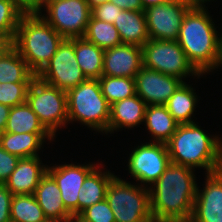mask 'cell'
<instances>
[{"label":"cell","instance_id":"1","mask_svg":"<svg viewBox=\"0 0 222 222\" xmlns=\"http://www.w3.org/2000/svg\"><path fill=\"white\" fill-rule=\"evenodd\" d=\"M193 172L190 167L170 163L149 187L154 222H189L198 186Z\"/></svg>","mask_w":222,"mask_h":222},{"label":"cell","instance_id":"2","mask_svg":"<svg viewBox=\"0 0 222 222\" xmlns=\"http://www.w3.org/2000/svg\"><path fill=\"white\" fill-rule=\"evenodd\" d=\"M209 15L205 7H191L177 39L188 61L202 75L218 68L219 34Z\"/></svg>","mask_w":222,"mask_h":222},{"label":"cell","instance_id":"3","mask_svg":"<svg viewBox=\"0 0 222 222\" xmlns=\"http://www.w3.org/2000/svg\"><path fill=\"white\" fill-rule=\"evenodd\" d=\"M195 122L179 124L166 142L170 162L210 174L222 169V138L210 136Z\"/></svg>","mask_w":222,"mask_h":222},{"label":"cell","instance_id":"4","mask_svg":"<svg viewBox=\"0 0 222 222\" xmlns=\"http://www.w3.org/2000/svg\"><path fill=\"white\" fill-rule=\"evenodd\" d=\"M64 38L40 14L22 15L12 46L37 76Z\"/></svg>","mask_w":222,"mask_h":222},{"label":"cell","instance_id":"5","mask_svg":"<svg viewBox=\"0 0 222 222\" xmlns=\"http://www.w3.org/2000/svg\"><path fill=\"white\" fill-rule=\"evenodd\" d=\"M68 124L78 121L98 132L108 133L110 104L101 92L98 79H87L67 91Z\"/></svg>","mask_w":222,"mask_h":222},{"label":"cell","instance_id":"6","mask_svg":"<svg viewBox=\"0 0 222 222\" xmlns=\"http://www.w3.org/2000/svg\"><path fill=\"white\" fill-rule=\"evenodd\" d=\"M106 200L115 222H154L149 187L135 186L116 176L108 185Z\"/></svg>","mask_w":222,"mask_h":222},{"label":"cell","instance_id":"7","mask_svg":"<svg viewBox=\"0 0 222 222\" xmlns=\"http://www.w3.org/2000/svg\"><path fill=\"white\" fill-rule=\"evenodd\" d=\"M26 102L54 137L58 128L68 123L67 92L43 82L37 76L29 85Z\"/></svg>","mask_w":222,"mask_h":222},{"label":"cell","instance_id":"8","mask_svg":"<svg viewBox=\"0 0 222 222\" xmlns=\"http://www.w3.org/2000/svg\"><path fill=\"white\" fill-rule=\"evenodd\" d=\"M143 66L183 80L202 76L188 61L177 41L149 39L142 46Z\"/></svg>","mask_w":222,"mask_h":222},{"label":"cell","instance_id":"9","mask_svg":"<svg viewBox=\"0 0 222 222\" xmlns=\"http://www.w3.org/2000/svg\"><path fill=\"white\" fill-rule=\"evenodd\" d=\"M47 16L41 17L63 38L83 37L91 17V8L86 0H57L44 7Z\"/></svg>","mask_w":222,"mask_h":222},{"label":"cell","instance_id":"10","mask_svg":"<svg viewBox=\"0 0 222 222\" xmlns=\"http://www.w3.org/2000/svg\"><path fill=\"white\" fill-rule=\"evenodd\" d=\"M37 77L66 92L87 80L77 63L74 38L62 40L55 55Z\"/></svg>","mask_w":222,"mask_h":222},{"label":"cell","instance_id":"11","mask_svg":"<svg viewBox=\"0 0 222 222\" xmlns=\"http://www.w3.org/2000/svg\"><path fill=\"white\" fill-rule=\"evenodd\" d=\"M170 163L166 143L150 141L134 148L129 156L128 170L135 181L143 183V187L145 184L151 187Z\"/></svg>","mask_w":222,"mask_h":222},{"label":"cell","instance_id":"12","mask_svg":"<svg viewBox=\"0 0 222 222\" xmlns=\"http://www.w3.org/2000/svg\"><path fill=\"white\" fill-rule=\"evenodd\" d=\"M191 6L173 0L144 9L149 39L177 41L182 20Z\"/></svg>","mask_w":222,"mask_h":222},{"label":"cell","instance_id":"13","mask_svg":"<svg viewBox=\"0 0 222 222\" xmlns=\"http://www.w3.org/2000/svg\"><path fill=\"white\" fill-rule=\"evenodd\" d=\"M97 167L96 164L74 163L57 166H47V172L57 183L65 208L78 215V194L86 177Z\"/></svg>","mask_w":222,"mask_h":222},{"label":"cell","instance_id":"14","mask_svg":"<svg viewBox=\"0 0 222 222\" xmlns=\"http://www.w3.org/2000/svg\"><path fill=\"white\" fill-rule=\"evenodd\" d=\"M184 81L144 66L135 76L136 94L148 105H165Z\"/></svg>","mask_w":222,"mask_h":222},{"label":"cell","instance_id":"15","mask_svg":"<svg viewBox=\"0 0 222 222\" xmlns=\"http://www.w3.org/2000/svg\"><path fill=\"white\" fill-rule=\"evenodd\" d=\"M206 177L203 190L197 187L189 222H219L222 215V169Z\"/></svg>","mask_w":222,"mask_h":222},{"label":"cell","instance_id":"16","mask_svg":"<svg viewBox=\"0 0 222 222\" xmlns=\"http://www.w3.org/2000/svg\"><path fill=\"white\" fill-rule=\"evenodd\" d=\"M143 66L142 47L121 44L104 50L102 75L135 78Z\"/></svg>","mask_w":222,"mask_h":222},{"label":"cell","instance_id":"17","mask_svg":"<svg viewBox=\"0 0 222 222\" xmlns=\"http://www.w3.org/2000/svg\"><path fill=\"white\" fill-rule=\"evenodd\" d=\"M46 172L47 165L41 163L39 156L20 158L16 169L4 184L13 195L34 194Z\"/></svg>","mask_w":222,"mask_h":222},{"label":"cell","instance_id":"18","mask_svg":"<svg viewBox=\"0 0 222 222\" xmlns=\"http://www.w3.org/2000/svg\"><path fill=\"white\" fill-rule=\"evenodd\" d=\"M50 220H66L73 216L64 206L60 190L53 177L46 172L39 181L33 194Z\"/></svg>","mask_w":222,"mask_h":222},{"label":"cell","instance_id":"19","mask_svg":"<svg viewBox=\"0 0 222 222\" xmlns=\"http://www.w3.org/2000/svg\"><path fill=\"white\" fill-rule=\"evenodd\" d=\"M147 104L137 94L118 101L110 107V120L108 133L123 128H133L144 123L145 109Z\"/></svg>","mask_w":222,"mask_h":222},{"label":"cell","instance_id":"20","mask_svg":"<svg viewBox=\"0 0 222 222\" xmlns=\"http://www.w3.org/2000/svg\"><path fill=\"white\" fill-rule=\"evenodd\" d=\"M45 139L52 141L51 133H8L0 134V145L8 153L19 158L36 157Z\"/></svg>","mask_w":222,"mask_h":222},{"label":"cell","instance_id":"21","mask_svg":"<svg viewBox=\"0 0 222 222\" xmlns=\"http://www.w3.org/2000/svg\"><path fill=\"white\" fill-rule=\"evenodd\" d=\"M113 25L119 32L122 44L142 47L149 40L144 10H123Z\"/></svg>","mask_w":222,"mask_h":222},{"label":"cell","instance_id":"22","mask_svg":"<svg viewBox=\"0 0 222 222\" xmlns=\"http://www.w3.org/2000/svg\"><path fill=\"white\" fill-rule=\"evenodd\" d=\"M97 166L84 180L78 194V215L88 207L106 199L110 182L116 177L110 171L102 172Z\"/></svg>","mask_w":222,"mask_h":222},{"label":"cell","instance_id":"23","mask_svg":"<svg viewBox=\"0 0 222 222\" xmlns=\"http://www.w3.org/2000/svg\"><path fill=\"white\" fill-rule=\"evenodd\" d=\"M144 122L154 138L153 142L166 143L179 126L165 105H148L145 109Z\"/></svg>","mask_w":222,"mask_h":222},{"label":"cell","instance_id":"24","mask_svg":"<svg viewBox=\"0 0 222 222\" xmlns=\"http://www.w3.org/2000/svg\"><path fill=\"white\" fill-rule=\"evenodd\" d=\"M77 63L87 79H99L103 72L104 50L84 37L74 38Z\"/></svg>","mask_w":222,"mask_h":222},{"label":"cell","instance_id":"25","mask_svg":"<svg viewBox=\"0 0 222 222\" xmlns=\"http://www.w3.org/2000/svg\"><path fill=\"white\" fill-rule=\"evenodd\" d=\"M35 77L12 45L0 57V83L32 82Z\"/></svg>","mask_w":222,"mask_h":222},{"label":"cell","instance_id":"26","mask_svg":"<svg viewBox=\"0 0 222 222\" xmlns=\"http://www.w3.org/2000/svg\"><path fill=\"white\" fill-rule=\"evenodd\" d=\"M193 89L192 86L183 82L165 104L169 113L179 124L195 122L192 121L191 116L196 109L198 98Z\"/></svg>","mask_w":222,"mask_h":222},{"label":"cell","instance_id":"27","mask_svg":"<svg viewBox=\"0 0 222 222\" xmlns=\"http://www.w3.org/2000/svg\"><path fill=\"white\" fill-rule=\"evenodd\" d=\"M4 132L50 133L27 102L11 107Z\"/></svg>","mask_w":222,"mask_h":222},{"label":"cell","instance_id":"28","mask_svg":"<svg viewBox=\"0 0 222 222\" xmlns=\"http://www.w3.org/2000/svg\"><path fill=\"white\" fill-rule=\"evenodd\" d=\"M83 37L103 50L122 44L119 32L112 23L101 21L92 15Z\"/></svg>","mask_w":222,"mask_h":222},{"label":"cell","instance_id":"29","mask_svg":"<svg viewBox=\"0 0 222 222\" xmlns=\"http://www.w3.org/2000/svg\"><path fill=\"white\" fill-rule=\"evenodd\" d=\"M11 222H44L47 218L33 194L13 195Z\"/></svg>","mask_w":222,"mask_h":222},{"label":"cell","instance_id":"30","mask_svg":"<svg viewBox=\"0 0 222 222\" xmlns=\"http://www.w3.org/2000/svg\"><path fill=\"white\" fill-rule=\"evenodd\" d=\"M98 80L101 92L110 106L136 95L135 78L102 75Z\"/></svg>","mask_w":222,"mask_h":222},{"label":"cell","instance_id":"31","mask_svg":"<svg viewBox=\"0 0 222 222\" xmlns=\"http://www.w3.org/2000/svg\"><path fill=\"white\" fill-rule=\"evenodd\" d=\"M23 14L14 6L11 0H0V37L11 44Z\"/></svg>","mask_w":222,"mask_h":222},{"label":"cell","instance_id":"32","mask_svg":"<svg viewBox=\"0 0 222 222\" xmlns=\"http://www.w3.org/2000/svg\"><path fill=\"white\" fill-rule=\"evenodd\" d=\"M31 82L0 83V103L14 107L26 102Z\"/></svg>","mask_w":222,"mask_h":222},{"label":"cell","instance_id":"33","mask_svg":"<svg viewBox=\"0 0 222 222\" xmlns=\"http://www.w3.org/2000/svg\"><path fill=\"white\" fill-rule=\"evenodd\" d=\"M79 216L87 222H115L114 214L106 199L83 210Z\"/></svg>","mask_w":222,"mask_h":222},{"label":"cell","instance_id":"34","mask_svg":"<svg viewBox=\"0 0 222 222\" xmlns=\"http://www.w3.org/2000/svg\"><path fill=\"white\" fill-rule=\"evenodd\" d=\"M123 9L118 7L111 1L105 2L101 5L94 6L91 9V15L104 22L112 23L116 21L119 13H121Z\"/></svg>","mask_w":222,"mask_h":222},{"label":"cell","instance_id":"35","mask_svg":"<svg viewBox=\"0 0 222 222\" xmlns=\"http://www.w3.org/2000/svg\"><path fill=\"white\" fill-rule=\"evenodd\" d=\"M19 157L4 150L0 145V184H4L16 169Z\"/></svg>","mask_w":222,"mask_h":222},{"label":"cell","instance_id":"36","mask_svg":"<svg viewBox=\"0 0 222 222\" xmlns=\"http://www.w3.org/2000/svg\"><path fill=\"white\" fill-rule=\"evenodd\" d=\"M13 194L5 186L0 184V222H11L10 207Z\"/></svg>","mask_w":222,"mask_h":222},{"label":"cell","instance_id":"37","mask_svg":"<svg viewBox=\"0 0 222 222\" xmlns=\"http://www.w3.org/2000/svg\"><path fill=\"white\" fill-rule=\"evenodd\" d=\"M14 6L23 15L40 14L43 9V0H11Z\"/></svg>","mask_w":222,"mask_h":222},{"label":"cell","instance_id":"38","mask_svg":"<svg viewBox=\"0 0 222 222\" xmlns=\"http://www.w3.org/2000/svg\"><path fill=\"white\" fill-rule=\"evenodd\" d=\"M123 10L140 11L142 8L140 0H110Z\"/></svg>","mask_w":222,"mask_h":222},{"label":"cell","instance_id":"39","mask_svg":"<svg viewBox=\"0 0 222 222\" xmlns=\"http://www.w3.org/2000/svg\"><path fill=\"white\" fill-rule=\"evenodd\" d=\"M10 110L11 107L0 103V134H2L5 131V126Z\"/></svg>","mask_w":222,"mask_h":222},{"label":"cell","instance_id":"40","mask_svg":"<svg viewBox=\"0 0 222 222\" xmlns=\"http://www.w3.org/2000/svg\"><path fill=\"white\" fill-rule=\"evenodd\" d=\"M173 0H140L142 8L145 9L149 6H154L162 3H167Z\"/></svg>","mask_w":222,"mask_h":222},{"label":"cell","instance_id":"41","mask_svg":"<svg viewBox=\"0 0 222 222\" xmlns=\"http://www.w3.org/2000/svg\"><path fill=\"white\" fill-rule=\"evenodd\" d=\"M12 44L6 40L5 38L0 37V57L5 53V51L11 46Z\"/></svg>","mask_w":222,"mask_h":222},{"label":"cell","instance_id":"42","mask_svg":"<svg viewBox=\"0 0 222 222\" xmlns=\"http://www.w3.org/2000/svg\"><path fill=\"white\" fill-rule=\"evenodd\" d=\"M187 2L191 7H206L205 2H210L211 0H184Z\"/></svg>","mask_w":222,"mask_h":222},{"label":"cell","instance_id":"43","mask_svg":"<svg viewBox=\"0 0 222 222\" xmlns=\"http://www.w3.org/2000/svg\"><path fill=\"white\" fill-rule=\"evenodd\" d=\"M88 2L89 7L92 9L94 6L101 5L110 0H86Z\"/></svg>","mask_w":222,"mask_h":222},{"label":"cell","instance_id":"44","mask_svg":"<svg viewBox=\"0 0 222 222\" xmlns=\"http://www.w3.org/2000/svg\"><path fill=\"white\" fill-rule=\"evenodd\" d=\"M218 66H222V32L219 35V56H218Z\"/></svg>","mask_w":222,"mask_h":222},{"label":"cell","instance_id":"45","mask_svg":"<svg viewBox=\"0 0 222 222\" xmlns=\"http://www.w3.org/2000/svg\"><path fill=\"white\" fill-rule=\"evenodd\" d=\"M70 220L71 222H87L86 220L82 219L79 215H73Z\"/></svg>","mask_w":222,"mask_h":222},{"label":"cell","instance_id":"46","mask_svg":"<svg viewBox=\"0 0 222 222\" xmlns=\"http://www.w3.org/2000/svg\"><path fill=\"white\" fill-rule=\"evenodd\" d=\"M44 222H71V220L70 219H66V220H50V219H47Z\"/></svg>","mask_w":222,"mask_h":222},{"label":"cell","instance_id":"47","mask_svg":"<svg viewBox=\"0 0 222 222\" xmlns=\"http://www.w3.org/2000/svg\"><path fill=\"white\" fill-rule=\"evenodd\" d=\"M52 1H57V0H43V7Z\"/></svg>","mask_w":222,"mask_h":222}]
</instances>
